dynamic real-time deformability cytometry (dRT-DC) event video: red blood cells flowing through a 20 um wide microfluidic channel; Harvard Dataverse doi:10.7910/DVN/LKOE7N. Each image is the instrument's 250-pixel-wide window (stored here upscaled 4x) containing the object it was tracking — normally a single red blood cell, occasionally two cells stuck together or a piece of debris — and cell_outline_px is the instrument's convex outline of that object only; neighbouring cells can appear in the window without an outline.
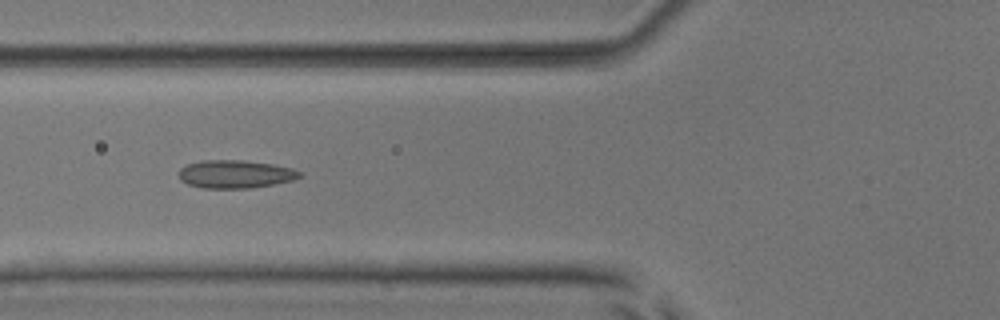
{"species": "common noctule bat (a hibernating species)", "species_latin": "Nyctalus noctula", "temperature_condition": "room temperature", "stored_images_in_passage": 6, "camera_frame_rate_fps": 3000, "um_per_image_px": 0.085, "animal": {"sex": "male", "body_mass_g": 17.9, "forearm_length_mm": 54.2}, "frame": {"image": 1, "passage_image": 5, "time_ms": 4.667, "image_size_px": [1000, 320], "cell_outline_px": [[300, 176], [292, 180], [252, 188], [204, 188], [188, 184], [180, 180], [180, 168], [188, 164], [200, 160], [244, 160], [272, 164], [292, 168], [300, 172]], "centroid_in_image_um": [19.97, 14.79], "position_along_channel_um": 105.8, "area_um2": 19.59}}
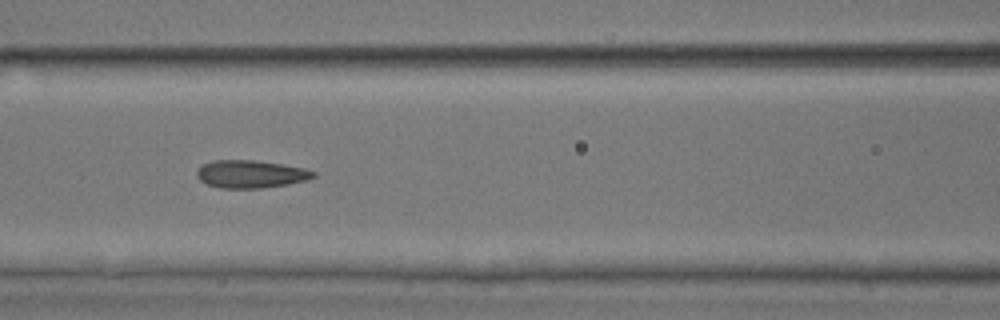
{"frame": {"image": 2, "passage_image": 6, "time_ms": 5.667, "image_size_px": [1000, 320], "cell_outline_px": [[316, 176], [308, 180], [288, 184], [260, 188], [220, 188], [208, 184], [200, 180], [196, 176], [196, 172], [204, 164], [212, 160], [256, 160], [304, 168], [316, 172]], "centroid_in_image_um": [21.33, 14.8], "position_along_channel_um": 145.3, "area_um2": 18.79}}